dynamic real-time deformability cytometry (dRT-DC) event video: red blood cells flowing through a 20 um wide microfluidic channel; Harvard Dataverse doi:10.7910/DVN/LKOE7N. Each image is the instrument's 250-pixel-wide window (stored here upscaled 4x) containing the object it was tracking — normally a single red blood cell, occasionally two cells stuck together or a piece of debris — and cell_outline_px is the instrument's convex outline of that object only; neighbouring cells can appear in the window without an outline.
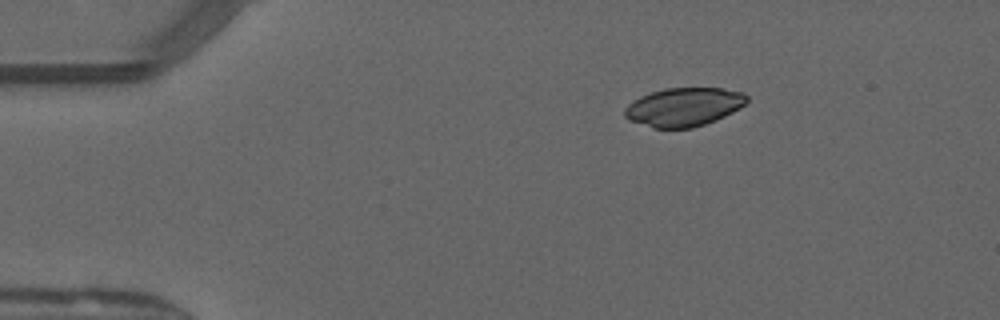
{"species": "common noctule bat (a hibernating species)", "species_latin": "Nyctalus noctula", "temperature_condition": "warm", "stored_images_in_passage": 44, "camera_frame_rate_fps": 3000, "um_per_image_px": 0.085, "animal": {"sex": "male", "forearm_length_mm": 52.5}, "frame": {"image": 1, "passage_image": 2, "time_ms": 0.333, "image_size_px": [1000, 320], "cell_outline_px": [[748, 100], [740, 108], [716, 120], [692, 128], [652, 128], [628, 120], [624, 116], [624, 108], [632, 100], [640, 96], [664, 88], [724, 88], [744, 92], [748, 96]], "centroid_in_image_um": [58.11, 9.09], "position_along_channel_um": 26.9, "area_um2": 27.69}}
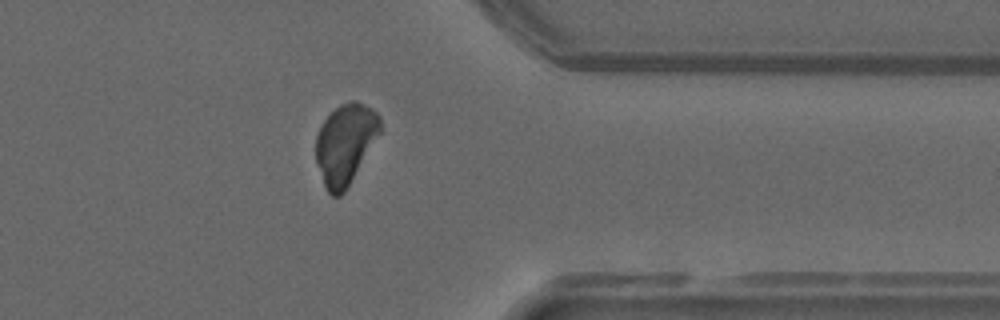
{"frame": {"image": 2, "passage_image": 34, "time_ms": 11.0, "image_size_px": [1000, 320], "cell_outline_px": [[380, 132], [344, 192], [340, 196], [332, 196], [328, 192], [324, 184], [316, 160], [316, 136], [320, 124], [340, 104], [352, 100], [356, 100], [372, 108], [380, 116]], "centroid_in_image_um": [29.34, 12.2], "position_along_channel_um": 382.1, "area_um2": 29.59}}
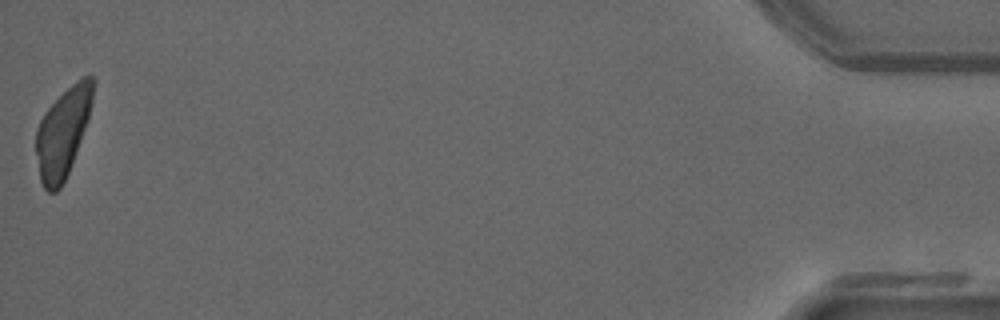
{"frame": {"image": 3, "passage_image": 44, "time_ms": 14.333, "image_size_px": [1000, 320], "cell_outline_px": [[96, 80], [88, 120], [68, 172], [60, 188], [56, 192], [48, 192], [44, 188], [40, 180], [36, 152], [36, 128], [44, 112], [72, 84], [84, 76], [92, 76]], "centroid_in_image_um": [5.34, 11.25], "position_along_channel_um": 429.9, "area_um2": 29.13}}